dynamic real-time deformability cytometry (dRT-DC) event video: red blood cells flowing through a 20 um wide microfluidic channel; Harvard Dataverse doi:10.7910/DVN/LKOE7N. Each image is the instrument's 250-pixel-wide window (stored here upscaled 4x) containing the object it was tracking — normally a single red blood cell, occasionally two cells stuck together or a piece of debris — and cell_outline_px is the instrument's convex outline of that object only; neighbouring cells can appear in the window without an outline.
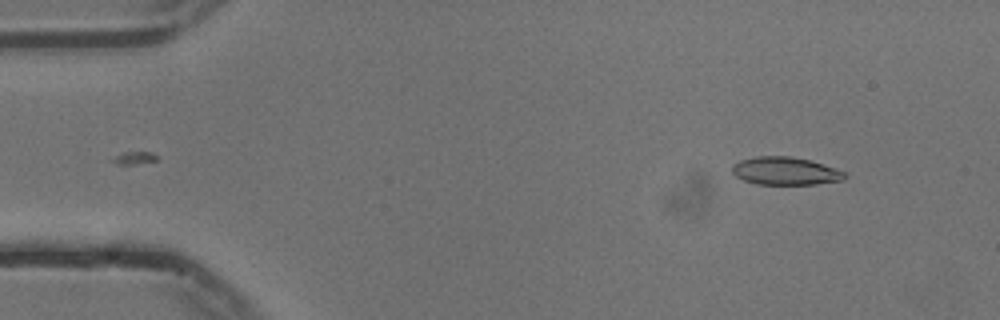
{"species": "common noctule bat (a hibernating species)", "species_latin": "Nyctalus noctula", "temperature_condition": "cold", "stored_images_in_passage": 52, "camera_frame_rate_fps": 3000, "um_per_image_px": 0.085, "animal": {"sex": "male", "body_mass_g": 13.3}, "frame": {"image": 1, "passage_image": 3, "time_ms": 0.667, "image_size_px": [1000, 320], "cell_outline_px": [[848, 176], [844, 180], [816, 184], [756, 184], [744, 180], [736, 176], [732, 172], [732, 164], [740, 160], [756, 156], [792, 156], [808, 160], [844, 172]], "centroid_in_image_um": [66.72, 14.54], "position_along_channel_um": 18.3, "area_um2": 18.15}}
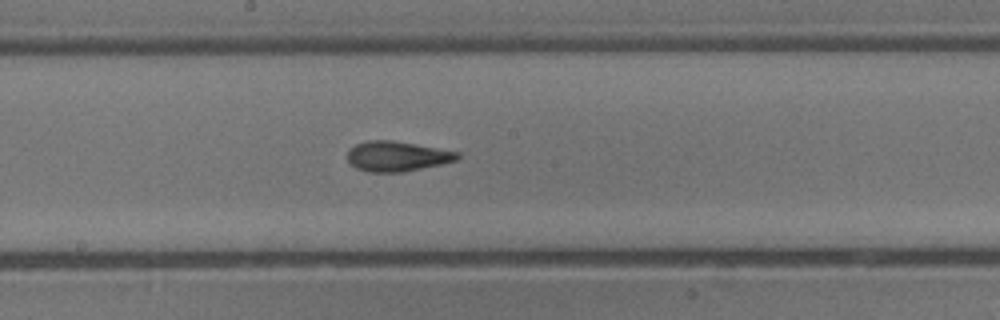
{"frame": {"image": 2, "passage_image": 26, "time_ms": 8.333, "image_size_px": [1000, 320], "cell_outline_px": [[460, 156], [456, 160], [440, 164], [404, 172], [368, 172], [356, 168], [348, 160], [348, 148], [356, 144], [368, 140], [392, 140], [460, 152]], "centroid_in_image_um": [33.73, 13.28], "position_along_channel_um": 214.5, "area_um2": 19.19}}
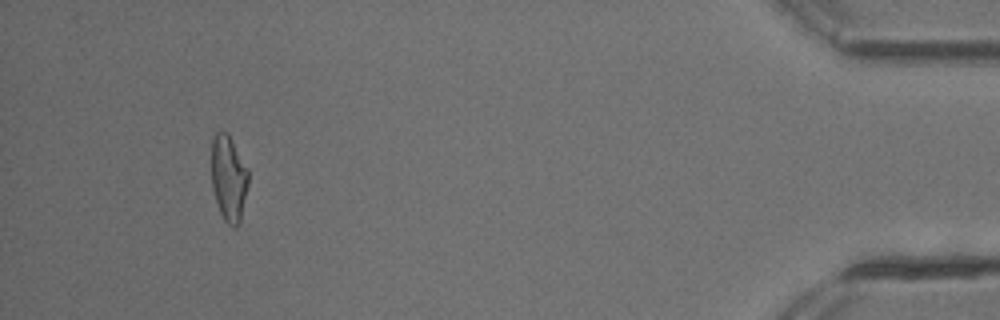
{"frame": {"image": 3, "passage_image": 48, "time_ms": 15.667, "image_size_px": [1000, 320], "cell_outline_px": [[248, 184], [240, 224], [236, 228], [228, 224], [224, 220], [220, 212], [212, 188], [212, 140], [216, 132], [228, 132], [248, 168]], "centroid_in_image_um": [19.45, 15.16], "position_along_channel_um": 415.8, "area_um2": 18.55}, "authors_computed_cell_mechanics": {"area_um2": 18.8428, "velocity_mm_per_s": 3.7435, "shape_relaxation_time_tau1_ms": 5.7193, "shape_relaxation_time_tau2_ms": 2.0611, "deformation_change_tau1": 0.1794, "deformation_change_tau2": 0.1035}}